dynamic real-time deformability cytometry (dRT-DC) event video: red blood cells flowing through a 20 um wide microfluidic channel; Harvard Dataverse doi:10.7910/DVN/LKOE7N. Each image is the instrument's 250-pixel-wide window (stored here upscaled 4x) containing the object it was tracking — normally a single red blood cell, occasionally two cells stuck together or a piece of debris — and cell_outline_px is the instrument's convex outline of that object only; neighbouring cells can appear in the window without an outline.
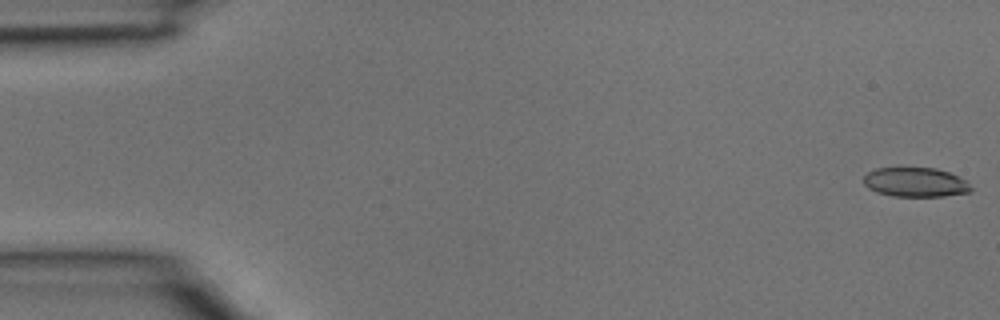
{"species": "common noctule bat (a hibernating species)", "species_latin": "Nyctalus noctula", "temperature_condition": "room temperature", "stored_images_in_passage": 4, "camera_frame_rate_fps": 3000, "um_per_image_px": 0.085, "animal": {"sex": "male", "body_mass_g": 15.6}, "frame": {"image": 1, "passage_image": 1, "time_ms": 0.0, "image_size_px": [1000, 320], "cell_outline_px": [[972, 192], [944, 196], [892, 196], [876, 192], [868, 188], [864, 184], [864, 176], [868, 172], [876, 168], [936, 168], [948, 172], [964, 180], [972, 188]], "centroid_in_image_um": [77.79, 15.5], "position_along_channel_um": 7.2, "area_um2": 18.26}}
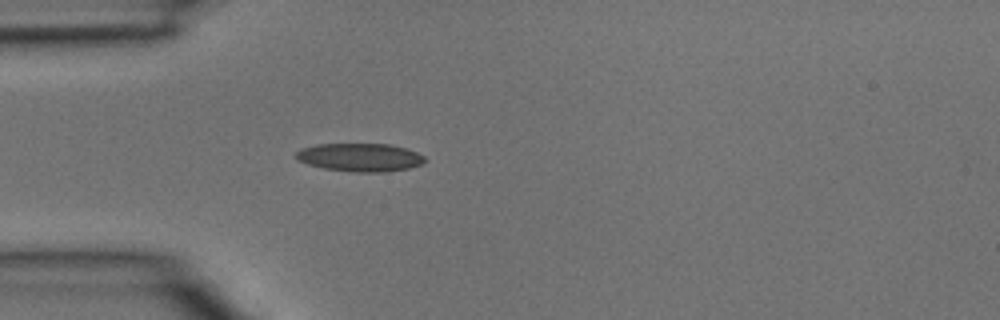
{"frame": {"image": 2, "passage_image": 4, "time_ms": 1.0, "image_size_px": [1000, 320], "cell_outline_px": [[428, 160], [424, 164], [408, 168], [384, 172], [356, 172], [324, 168], [308, 164], [296, 160], [296, 152], [300, 148], [316, 144], [392, 144], [408, 148], [424, 156]], "centroid_in_image_um": [30.63, 13.37], "position_along_channel_um": 54.4, "area_um2": 21.39}}